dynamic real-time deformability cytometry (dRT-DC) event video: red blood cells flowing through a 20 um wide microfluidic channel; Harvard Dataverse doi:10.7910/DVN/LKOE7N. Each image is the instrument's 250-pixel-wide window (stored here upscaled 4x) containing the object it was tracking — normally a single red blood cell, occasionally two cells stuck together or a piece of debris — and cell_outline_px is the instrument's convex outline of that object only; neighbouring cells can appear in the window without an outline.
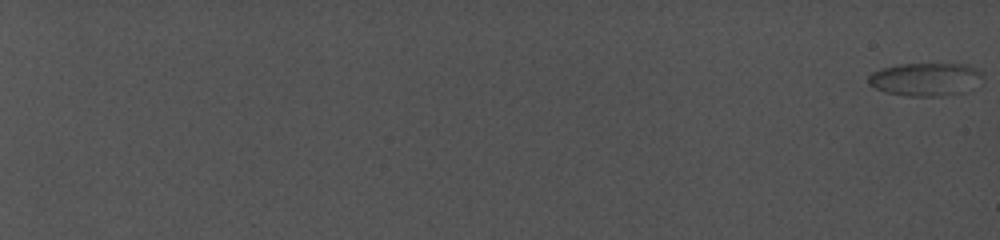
{"species": "common noctule bat (a hibernating species)", "species_latin": "Nyctalus noctula", "temperature_condition": "cold", "stored_images_in_passage": 7, "camera_frame_rate_fps": 5000, "um_per_image_px": 0.085, "animal": {"sex": "female", "body_mass_g": 19.0, "forearm_length_mm": 56.7}, "frame": {"image": 1, "passage_image": 1, "time_ms": 0.0, "image_size_px": [1000, 240], "cell_outline_px": [[984, 84], [972, 92], [944, 96], [908, 96], [884, 92], [868, 84], [868, 76], [872, 72], [880, 68], [896, 64], [968, 64], [984, 72]], "centroid_in_image_um": [78.81, 6.75], "position_along_channel_um": 6.2, "area_um2": 23.12}}